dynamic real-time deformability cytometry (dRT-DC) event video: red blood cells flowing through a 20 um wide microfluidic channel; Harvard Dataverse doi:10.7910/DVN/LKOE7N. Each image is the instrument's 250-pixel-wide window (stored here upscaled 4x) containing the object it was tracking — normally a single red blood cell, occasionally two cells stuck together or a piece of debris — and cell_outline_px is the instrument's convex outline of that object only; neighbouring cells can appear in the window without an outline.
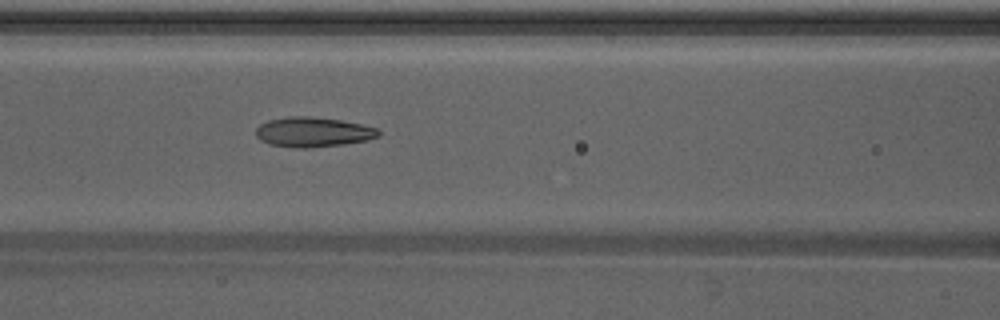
{"species": "Egyptian fruit bat (a non-hibernating species)", "species_latin": "Rousettus aegyptiacus", "temperature_condition": "warm", "stored_images_in_passage": 40, "camera_frame_rate_fps": 3000, "um_per_image_px": 0.085, "animal": {"sex": "male"}, "frame": {"image": 1, "passage_image": 15, "time_ms": 4.667, "image_size_px": [1000, 320], "cell_outline_px": [[380, 136], [368, 140], [344, 144], [308, 148], [292, 148], [268, 144], [260, 140], [256, 136], [256, 128], [260, 124], [268, 120], [288, 116], [308, 116], [340, 120], [360, 124], [376, 128], [380, 132]], "centroid_in_image_um": [26.58, 11.23], "position_along_channel_um": 140.0, "area_um2": 21.44}}
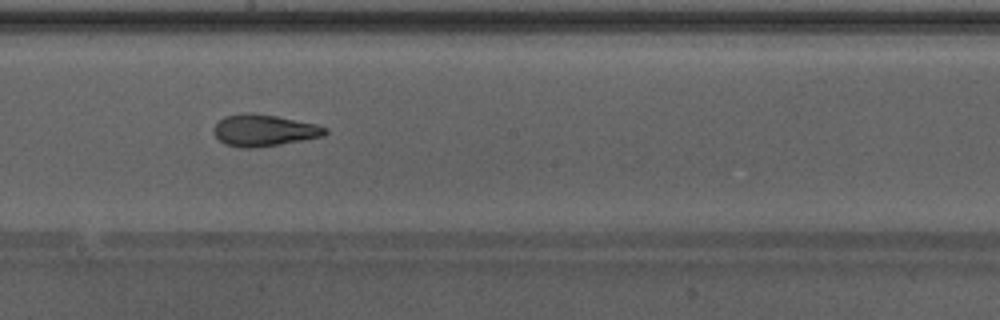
{"frame": {"image": 2, "passage_image": 21, "time_ms": 6.667, "image_size_px": [1000, 320], "cell_outline_px": [[328, 132], [324, 136], [252, 148], [240, 148], [224, 144], [212, 132], [212, 128], [224, 116], [244, 112], [252, 112], [276, 116], [316, 124], [328, 128]], "centroid_in_image_um": [22.4, 11.06], "position_along_channel_um": 225.8, "area_um2": 20.52}}
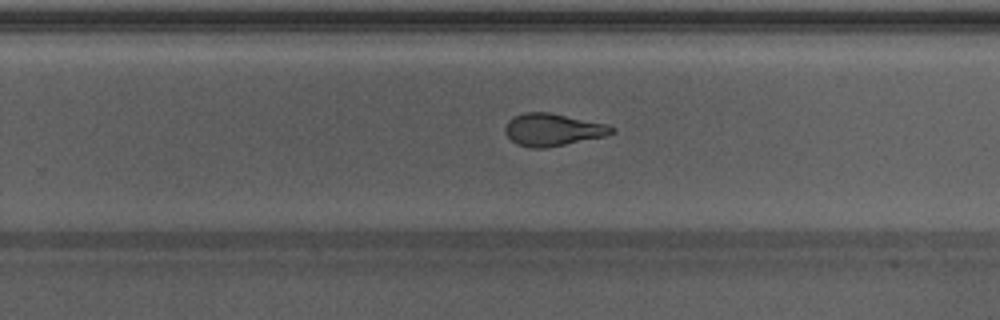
{"frame": {"image": 3, "passage_image": 25, "time_ms": 8.0, "image_size_px": [1000, 320], "cell_outline_px": [[616, 132], [604, 136], [544, 148], [528, 148], [516, 144], [504, 132], [504, 128], [508, 120], [512, 116], [524, 112], [548, 112], [608, 124], [616, 128]], "centroid_in_image_um": [46.96, 11.01], "position_along_channel_um": 282.8, "area_um2": 20.17}, "authors_computed_cell_mechanics": {"area_um2": 20.8369, "velocity_mm_per_s": 4.3022, "shape_relaxation_time_tau1_ms": 6.9959, "shape_relaxation_time_tau2_ms": 1.6944, "deformation_change_tau1": 0.2102, "deformation_change_tau2": 0.0968}}